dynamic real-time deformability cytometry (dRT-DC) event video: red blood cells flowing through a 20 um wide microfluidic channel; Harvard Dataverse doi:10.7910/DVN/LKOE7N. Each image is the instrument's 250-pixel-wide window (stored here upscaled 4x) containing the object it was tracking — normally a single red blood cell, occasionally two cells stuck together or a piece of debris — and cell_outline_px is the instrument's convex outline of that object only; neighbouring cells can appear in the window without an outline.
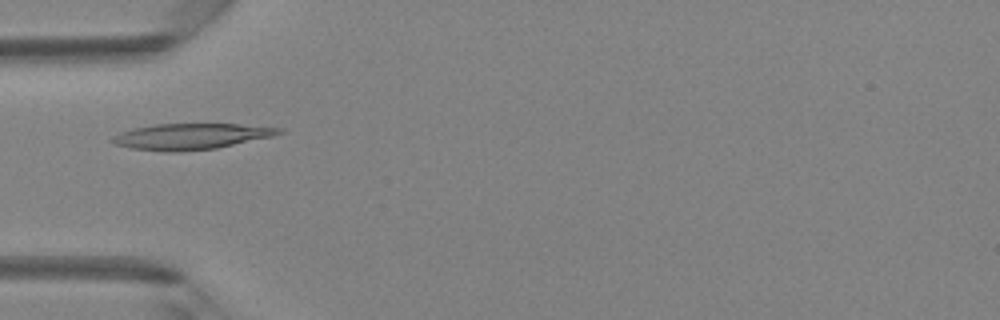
{"species": "Egyptian fruit bat (a non-hibernating species)", "species_latin": "Rousettus aegyptiacus", "temperature_condition": "room temperature", "stored_images_in_passage": 49, "camera_frame_rate_fps": 3000, "um_per_image_px": 0.085, "animal": {"sex": "female"}, "frame": {"image": 1, "passage_image": 16, "time_ms": 5.0, "image_size_px": [1000, 320], "cell_outline_px": [[284, 132], [272, 136], [216, 148], [176, 152], [168, 152], [132, 148], [116, 144], [108, 140], [112, 136], [120, 132], [132, 128], [152, 124], [240, 124], [284, 128]], "centroid_in_image_um": [16.21, 11.58], "position_along_channel_um": 68.8, "area_um2": 25.2}}
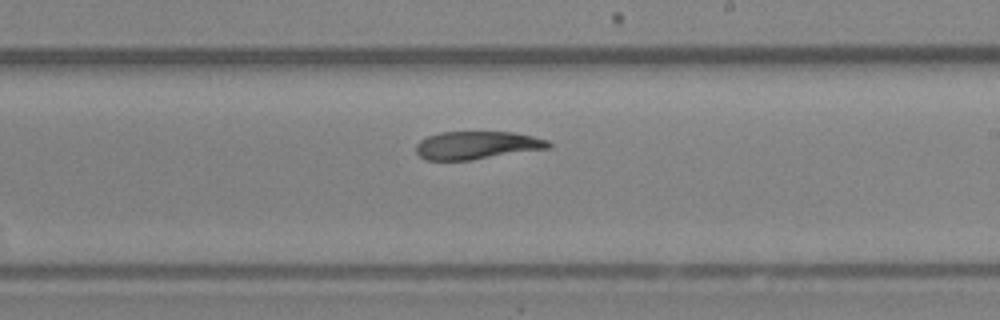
{"frame": {"image": 2, "passage_image": 29, "time_ms": 9.333, "image_size_px": [1000, 320], "cell_outline_px": [[552, 148], [472, 160], [424, 160], [416, 152], [416, 144], [420, 140], [428, 136], [440, 132], [512, 132], [532, 136], [548, 140], [552, 144]], "centroid_in_image_um": [40.55, 12.35], "position_along_channel_um": 248.4, "area_um2": 21.73}}
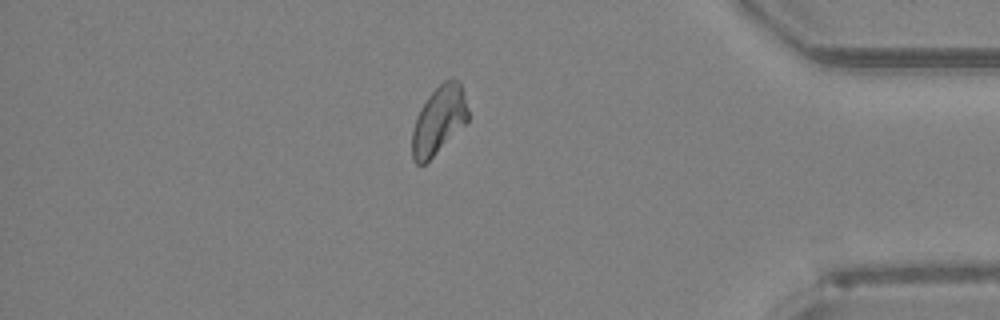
{"frame": {"image": 3, "passage_image": 42, "time_ms": 13.667, "image_size_px": [1000, 320], "cell_outline_px": [[468, 120], [424, 164], [416, 164], [412, 160], [412, 132], [420, 108], [428, 96], [444, 80], [452, 76], [460, 80], [468, 108]], "centroid_in_image_um": [37.3, 10.16], "position_along_channel_um": 397.9, "area_um2": 21.85}, "authors_computed_cell_mechanics": {"area_um2": 23.2356, "velocity_mm_per_s": 4.1746, "shape_relaxation_time_tau1_ms": 7.1889, "shape_relaxation_time_tau2_ms": 11.2992, "deformation_change_tau1": 0.1991, "deformation_change_tau2": 0.207}}